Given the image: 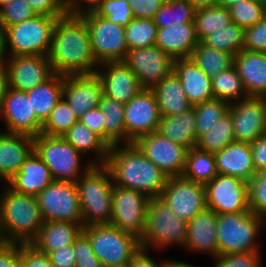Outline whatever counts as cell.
<instances>
[{"mask_svg":"<svg viewBox=\"0 0 266 267\" xmlns=\"http://www.w3.org/2000/svg\"><path fill=\"white\" fill-rule=\"evenodd\" d=\"M261 252L229 253L214 259L213 267H261Z\"/></svg>","mask_w":266,"mask_h":267,"instance_id":"obj_50","label":"cell"},{"mask_svg":"<svg viewBox=\"0 0 266 267\" xmlns=\"http://www.w3.org/2000/svg\"><path fill=\"white\" fill-rule=\"evenodd\" d=\"M79 118L72 112L67 101L61 97L42 127L41 134L62 136Z\"/></svg>","mask_w":266,"mask_h":267,"instance_id":"obj_45","label":"cell"},{"mask_svg":"<svg viewBox=\"0 0 266 267\" xmlns=\"http://www.w3.org/2000/svg\"><path fill=\"white\" fill-rule=\"evenodd\" d=\"M255 172L266 170V133L250 143Z\"/></svg>","mask_w":266,"mask_h":267,"instance_id":"obj_59","label":"cell"},{"mask_svg":"<svg viewBox=\"0 0 266 267\" xmlns=\"http://www.w3.org/2000/svg\"><path fill=\"white\" fill-rule=\"evenodd\" d=\"M98 107L104 115V141L110 147L126 144L124 105L103 94Z\"/></svg>","mask_w":266,"mask_h":267,"instance_id":"obj_35","label":"cell"},{"mask_svg":"<svg viewBox=\"0 0 266 267\" xmlns=\"http://www.w3.org/2000/svg\"><path fill=\"white\" fill-rule=\"evenodd\" d=\"M149 199L142 192L113 185L110 224L140 239L145 230Z\"/></svg>","mask_w":266,"mask_h":267,"instance_id":"obj_12","label":"cell"},{"mask_svg":"<svg viewBox=\"0 0 266 267\" xmlns=\"http://www.w3.org/2000/svg\"><path fill=\"white\" fill-rule=\"evenodd\" d=\"M196 10L188 0H166L153 20L158 28L194 22Z\"/></svg>","mask_w":266,"mask_h":267,"instance_id":"obj_41","label":"cell"},{"mask_svg":"<svg viewBox=\"0 0 266 267\" xmlns=\"http://www.w3.org/2000/svg\"><path fill=\"white\" fill-rule=\"evenodd\" d=\"M95 73L101 81L103 94L123 105L144 89L123 61L101 63Z\"/></svg>","mask_w":266,"mask_h":267,"instance_id":"obj_21","label":"cell"},{"mask_svg":"<svg viewBox=\"0 0 266 267\" xmlns=\"http://www.w3.org/2000/svg\"><path fill=\"white\" fill-rule=\"evenodd\" d=\"M122 61L146 89H151L174 71V59L156 45L130 49Z\"/></svg>","mask_w":266,"mask_h":267,"instance_id":"obj_15","label":"cell"},{"mask_svg":"<svg viewBox=\"0 0 266 267\" xmlns=\"http://www.w3.org/2000/svg\"><path fill=\"white\" fill-rule=\"evenodd\" d=\"M241 1H248V0H217V5L229 8L233 6L236 3H239Z\"/></svg>","mask_w":266,"mask_h":267,"instance_id":"obj_66","label":"cell"},{"mask_svg":"<svg viewBox=\"0 0 266 267\" xmlns=\"http://www.w3.org/2000/svg\"><path fill=\"white\" fill-rule=\"evenodd\" d=\"M214 155L218 174L237 177L247 183L255 176L250 143L234 141Z\"/></svg>","mask_w":266,"mask_h":267,"instance_id":"obj_28","label":"cell"},{"mask_svg":"<svg viewBox=\"0 0 266 267\" xmlns=\"http://www.w3.org/2000/svg\"><path fill=\"white\" fill-rule=\"evenodd\" d=\"M211 85L214 99L224 100L231 104L248 97L234 65L212 78Z\"/></svg>","mask_w":266,"mask_h":267,"instance_id":"obj_39","label":"cell"},{"mask_svg":"<svg viewBox=\"0 0 266 267\" xmlns=\"http://www.w3.org/2000/svg\"><path fill=\"white\" fill-rule=\"evenodd\" d=\"M13 0H0V9L9 3H11Z\"/></svg>","mask_w":266,"mask_h":267,"instance_id":"obj_67","label":"cell"},{"mask_svg":"<svg viewBox=\"0 0 266 267\" xmlns=\"http://www.w3.org/2000/svg\"><path fill=\"white\" fill-rule=\"evenodd\" d=\"M157 29L153 19L133 18L125 27L129 50L155 45Z\"/></svg>","mask_w":266,"mask_h":267,"instance_id":"obj_44","label":"cell"},{"mask_svg":"<svg viewBox=\"0 0 266 267\" xmlns=\"http://www.w3.org/2000/svg\"><path fill=\"white\" fill-rule=\"evenodd\" d=\"M195 123L196 114L192 106L177 115L161 116L157 132L189 150L197 144Z\"/></svg>","mask_w":266,"mask_h":267,"instance_id":"obj_32","label":"cell"},{"mask_svg":"<svg viewBox=\"0 0 266 267\" xmlns=\"http://www.w3.org/2000/svg\"><path fill=\"white\" fill-rule=\"evenodd\" d=\"M44 222L82 223V212L76 182L53 180L37 195Z\"/></svg>","mask_w":266,"mask_h":267,"instance_id":"obj_11","label":"cell"},{"mask_svg":"<svg viewBox=\"0 0 266 267\" xmlns=\"http://www.w3.org/2000/svg\"><path fill=\"white\" fill-rule=\"evenodd\" d=\"M53 72L48 56H9L7 62L8 87L28 91L49 80Z\"/></svg>","mask_w":266,"mask_h":267,"instance_id":"obj_20","label":"cell"},{"mask_svg":"<svg viewBox=\"0 0 266 267\" xmlns=\"http://www.w3.org/2000/svg\"><path fill=\"white\" fill-rule=\"evenodd\" d=\"M52 267H75L73 244L47 253Z\"/></svg>","mask_w":266,"mask_h":267,"instance_id":"obj_56","label":"cell"},{"mask_svg":"<svg viewBox=\"0 0 266 267\" xmlns=\"http://www.w3.org/2000/svg\"><path fill=\"white\" fill-rule=\"evenodd\" d=\"M105 166L114 185L142 192L149 198L159 197L168 179L134 143L111 146Z\"/></svg>","mask_w":266,"mask_h":267,"instance_id":"obj_2","label":"cell"},{"mask_svg":"<svg viewBox=\"0 0 266 267\" xmlns=\"http://www.w3.org/2000/svg\"><path fill=\"white\" fill-rule=\"evenodd\" d=\"M134 144L167 177L182 176L188 149L160 133L152 132L138 138Z\"/></svg>","mask_w":266,"mask_h":267,"instance_id":"obj_18","label":"cell"},{"mask_svg":"<svg viewBox=\"0 0 266 267\" xmlns=\"http://www.w3.org/2000/svg\"><path fill=\"white\" fill-rule=\"evenodd\" d=\"M37 15L25 0H13L0 9V31Z\"/></svg>","mask_w":266,"mask_h":267,"instance_id":"obj_49","label":"cell"},{"mask_svg":"<svg viewBox=\"0 0 266 267\" xmlns=\"http://www.w3.org/2000/svg\"><path fill=\"white\" fill-rule=\"evenodd\" d=\"M249 209L266 220V170L256 172L248 182Z\"/></svg>","mask_w":266,"mask_h":267,"instance_id":"obj_48","label":"cell"},{"mask_svg":"<svg viewBox=\"0 0 266 267\" xmlns=\"http://www.w3.org/2000/svg\"><path fill=\"white\" fill-rule=\"evenodd\" d=\"M47 56L53 72L62 76L94 74L99 66L88 26L79 14L57 18Z\"/></svg>","mask_w":266,"mask_h":267,"instance_id":"obj_1","label":"cell"},{"mask_svg":"<svg viewBox=\"0 0 266 267\" xmlns=\"http://www.w3.org/2000/svg\"><path fill=\"white\" fill-rule=\"evenodd\" d=\"M161 114L151 89H142L124 105V125L126 144L134 143L138 138L156 132Z\"/></svg>","mask_w":266,"mask_h":267,"instance_id":"obj_17","label":"cell"},{"mask_svg":"<svg viewBox=\"0 0 266 267\" xmlns=\"http://www.w3.org/2000/svg\"><path fill=\"white\" fill-rule=\"evenodd\" d=\"M53 180L50 169L33 151L6 184L17 192L37 196Z\"/></svg>","mask_w":266,"mask_h":267,"instance_id":"obj_27","label":"cell"},{"mask_svg":"<svg viewBox=\"0 0 266 267\" xmlns=\"http://www.w3.org/2000/svg\"><path fill=\"white\" fill-rule=\"evenodd\" d=\"M88 26L90 41L98 64L122 61L129 50L125 27L110 22L93 10L79 14Z\"/></svg>","mask_w":266,"mask_h":267,"instance_id":"obj_10","label":"cell"},{"mask_svg":"<svg viewBox=\"0 0 266 267\" xmlns=\"http://www.w3.org/2000/svg\"><path fill=\"white\" fill-rule=\"evenodd\" d=\"M174 73L179 77L192 105L214 99L209 78L191 58L175 59Z\"/></svg>","mask_w":266,"mask_h":267,"instance_id":"obj_29","label":"cell"},{"mask_svg":"<svg viewBox=\"0 0 266 267\" xmlns=\"http://www.w3.org/2000/svg\"><path fill=\"white\" fill-rule=\"evenodd\" d=\"M228 9L232 23L246 29L255 25L266 15V0L241 1Z\"/></svg>","mask_w":266,"mask_h":267,"instance_id":"obj_46","label":"cell"},{"mask_svg":"<svg viewBox=\"0 0 266 267\" xmlns=\"http://www.w3.org/2000/svg\"><path fill=\"white\" fill-rule=\"evenodd\" d=\"M159 197L186 222L207 208L205 186L183 176L168 177Z\"/></svg>","mask_w":266,"mask_h":267,"instance_id":"obj_13","label":"cell"},{"mask_svg":"<svg viewBox=\"0 0 266 267\" xmlns=\"http://www.w3.org/2000/svg\"><path fill=\"white\" fill-rule=\"evenodd\" d=\"M234 138L252 143L266 133V97L248 96L230 104Z\"/></svg>","mask_w":266,"mask_h":267,"instance_id":"obj_19","label":"cell"},{"mask_svg":"<svg viewBox=\"0 0 266 267\" xmlns=\"http://www.w3.org/2000/svg\"><path fill=\"white\" fill-rule=\"evenodd\" d=\"M33 151V137L1 131L0 180L7 183Z\"/></svg>","mask_w":266,"mask_h":267,"instance_id":"obj_24","label":"cell"},{"mask_svg":"<svg viewBox=\"0 0 266 267\" xmlns=\"http://www.w3.org/2000/svg\"><path fill=\"white\" fill-rule=\"evenodd\" d=\"M190 58L211 79L234 65L233 54L206 46L202 41L193 49Z\"/></svg>","mask_w":266,"mask_h":267,"instance_id":"obj_37","label":"cell"},{"mask_svg":"<svg viewBox=\"0 0 266 267\" xmlns=\"http://www.w3.org/2000/svg\"><path fill=\"white\" fill-rule=\"evenodd\" d=\"M102 95V84L96 73L63 76L62 97L78 118L98 107Z\"/></svg>","mask_w":266,"mask_h":267,"instance_id":"obj_22","label":"cell"},{"mask_svg":"<svg viewBox=\"0 0 266 267\" xmlns=\"http://www.w3.org/2000/svg\"><path fill=\"white\" fill-rule=\"evenodd\" d=\"M265 229L266 220L251 210L217 214L219 256L229 253L261 252L257 241L261 231Z\"/></svg>","mask_w":266,"mask_h":267,"instance_id":"obj_6","label":"cell"},{"mask_svg":"<svg viewBox=\"0 0 266 267\" xmlns=\"http://www.w3.org/2000/svg\"><path fill=\"white\" fill-rule=\"evenodd\" d=\"M206 205L217 214L250 211L248 183L230 175L218 174L205 185Z\"/></svg>","mask_w":266,"mask_h":267,"instance_id":"obj_14","label":"cell"},{"mask_svg":"<svg viewBox=\"0 0 266 267\" xmlns=\"http://www.w3.org/2000/svg\"><path fill=\"white\" fill-rule=\"evenodd\" d=\"M19 251L25 267H52L48 255L30 243H19Z\"/></svg>","mask_w":266,"mask_h":267,"instance_id":"obj_53","label":"cell"},{"mask_svg":"<svg viewBox=\"0 0 266 267\" xmlns=\"http://www.w3.org/2000/svg\"><path fill=\"white\" fill-rule=\"evenodd\" d=\"M8 87L7 71H0V107Z\"/></svg>","mask_w":266,"mask_h":267,"instance_id":"obj_63","label":"cell"},{"mask_svg":"<svg viewBox=\"0 0 266 267\" xmlns=\"http://www.w3.org/2000/svg\"><path fill=\"white\" fill-rule=\"evenodd\" d=\"M134 18L153 19L166 0H127Z\"/></svg>","mask_w":266,"mask_h":267,"instance_id":"obj_55","label":"cell"},{"mask_svg":"<svg viewBox=\"0 0 266 267\" xmlns=\"http://www.w3.org/2000/svg\"><path fill=\"white\" fill-rule=\"evenodd\" d=\"M234 66L247 96L266 97V53L242 50L234 56Z\"/></svg>","mask_w":266,"mask_h":267,"instance_id":"obj_26","label":"cell"},{"mask_svg":"<svg viewBox=\"0 0 266 267\" xmlns=\"http://www.w3.org/2000/svg\"><path fill=\"white\" fill-rule=\"evenodd\" d=\"M8 52L3 32L0 31V71H7Z\"/></svg>","mask_w":266,"mask_h":267,"instance_id":"obj_62","label":"cell"},{"mask_svg":"<svg viewBox=\"0 0 266 267\" xmlns=\"http://www.w3.org/2000/svg\"><path fill=\"white\" fill-rule=\"evenodd\" d=\"M168 267H196L190 263L183 262L181 260L169 259Z\"/></svg>","mask_w":266,"mask_h":267,"instance_id":"obj_65","label":"cell"},{"mask_svg":"<svg viewBox=\"0 0 266 267\" xmlns=\"http://www.w3.org/2000/svg\"><path fill=\"white\" fill-rule=\"evenodd\" d=\"M188 222L177 217L160 197L150 198L145 230L139 239L141 249L160 252L173 246L183 248Z\"/></svg>","mask_w":266,"mask_h":267,"instance_id":"obj_5","label":"cell"},{"mask_svg":"<svg viewBox=\"0 0 266 267\" xmlns=\"http://www.w3.org/2000/svg\"><path fill=\"white\" fill-rule=\"evenodd\" d=\"M73 248L76 257L75 267H103L93 253L89 238L83 232L75 239Z\"/></svg>","mask_w":266,"mask_h":267,"instance_id":"obj_51","label":"cell"},{"mask_svg":"<svg viewBox=\"0 0 266 267\" xmlns=\"http://www.w3.org/2000/svg\"><path fill=\"white\" fill-rule=\"evenodd\" d=\"M0 193V231L4 242L30 243L44 223L37 196L10 188L6 183Z\"/></svg>","mask_w":266,"mask_h":267,"instance_id":"obj_3","label":"cell"},{"mask_svg":"<svg viewBox=\"0 0 266 267\" xmlns=\"http://www.w3.org/2000/svg\"><path fill=\"white\" fill-rule=\"evenodd\" d=\"M218 175L216 158L213 153L190 148L186 154V166L183 177L202 185L208 184Z\"/></svg>","mask_w":266,"mask_h":267,"instance_id":"obj_36","label":"cell"},{"mask_svg":"<svg viewBox=\"0 0 266 267\" xmlns=\"http://www.w3.org/2000/svg\"><path fill=\"white\" fill-rule=\"evenodd\" d=\"M183 248L196 254H208L213 260L219 256L217 213L215 211L206 208L188 222Z\"/></svg>","mask_w":266,"mask_h":267,"instance_id":"obj_23","label":"cell"},{"mask_svg":"<svg viewBox=\"0 0 266 267\" xmlns=\"http://www.w3.org/2000/svg\"><path fill=\"white\" fill-rule=\"evenodd\" d=\"M21 264L19 243L4 242L0 246V267H19Z\"/></svg>","mask_w":266,"mask_h":267,"instance_id":"obj_57","label":"cell"},{"mask_svg":"<svg viewBox=\"0 0 266 267\" xmlns=\"http://www.w3.org/2000/svg\"><path fill=\"white\" fill-rule=\"evenodd\" d=\"M196 8L217 5V0H188Z\"/></svg>","mask_w":266,"mask_h":267,"instance_id":"obj_64","label":"cell"},{"mask_svg":"<svg viewBox=\"0 0 266 267\" xmlns=\"http://www.w3.org/2000/svg\"><path fill=\"white\" fill-rule=\"evenodd\" d=\"M92 10L124 27L134 18L127 0H100Z\"/></svg>","mask_w":266,"mask_h":267,"instance_id":"obj_47","label":"cell"},{"mask_svg":"<svg viewBox=\"0 0 266 267\" xmlns=\"http://www.w3.org/2000/svg\"><path fill=\"white\" fill-rule=\"evenodd\" d=\"M148 250L141 249L127 267H168L169 259L154 260Z\"/></svg>","mask_w":266,"mask_h":267,"instance_id":"obj_60","label":"cell"},{"mask_svg":"<svg viewBox=\"0 0 266 267\" xmlns=\"http://www.w3.org/2000/svg\"><path fill=\"white\" fill-rule=\"evenodd\" d=\"M93 253L103 267H127L141 250L139 239L112 224H95L83 227Z\"/></svg>","mask_w":266,"mask_h":267,"instance_id":"obj_7","label":"cell"},{"mask_svg":"<svg viewBox=\"0 0 266 267\" xmlns=\"http://www.w3.org/2000/svg\"><path fill=\"white\" fill-rule=\"evenodd\" d=\"M196 114V138L209 132L226 113L229 112L230 103L212 99L193 105Z\"/></svg>","mask_w":266,"mask_h":267,"instance_id":"obj_43","label":"cell"},{"mask_svg":"<svg viewBox=\"0 0 266 267\" xmlns=\"http://www.w3.org/2000/svg\"><path fill=\"white\" fill-rule=\"evenodd\" d=\"M113 180L105 165H93L76 182L82 226L110 224Z\"/></svg>","mask_w":266,"mask_h":267,"instance_id":"obj_4","label":"cell"},{"mask_svg":"<svg viewBox=\"0 0 266 267\" xmlns=\"http://www.w3.org/2000/svg\"><path fill=\"white\" fill-rule=\"evenodd\" d=\"M34 151L50 169L54 180L77 182L92 166L82 164L83 156L62 136L39 134L34 137Z\"/></svg>","mask_w":266,"mask_h":267,"instance_id":"obj_8","label":"cell"},{"mask_svg":"<svg viewBox=\"0 0 266 267\" xmlns=\"http://www.w3.org/2000/svg\"><path fill=\"white\" fill-rule=\"evenodd\" d=\"M37 15L61 18L67 14L63 0H25Z\"/></svg>","mask_w":266,"mask_h":267,"instance_id":"obj_54","label":"cell"},{"mask_svg":"<svg viewBox=\"0 0 266 267\" xmlns=\"http://www.w3.org/2000/svg\"><path fill=\"white\" fill-rule=\"evenodd\" d=\"M83 230L82 223L47 221L30 242L37 250L49 253L59 248L72 245Z\"/></svg>","mask_w":266,"mask_h":267,"instance_id":"obj_30","label":"cell"},{"mask_svg":"<svg viewBox=\"0 0 266 267\" xmlns=\"http://www.w3.org/2000/svg\"><path fill=\"white\" fill-rule=\"evenodd\" d=\"M100 0H63L67 14H80L92 10Z\"/></svg>","mask_w":266,"mask_h":267,"instance_id":"obj_61","label":"cell"},{"mask_svg":"<svg viewBox=\"0 0 266 267\" xmlns=\"http://www.w3.org/2000/svg\"><path fill=\"white\" fill-rule=\"evenodd\" d=\"M245 29L231 23L206 36L202 42L209 47L225 51L236 56L243 50Z\"/></svg>","mask_w":266,"mask_h":267,"instance_id":"obj_42","label":"cell"},{"mask_svg":"<svg viewBox=\"0 0 266 267\" xmlns=\"http://www.w3.org/2000/svg\"><path fill=\"white\" fill-rule=\"evenodd\" d=\"M79 120L104 140V115L99 107L89 109Z\"/></svg>","mask_w":266,"mask_h":267,"instance_id":"obj_58","label":"cell"},{"mask_svg":"<svg viewBox=\"0 0 266 267\" xmlns=\"http://www.w3.org/2000/svg\"><path fill=\"white\" fill-rule=\"evenodd\" d=\"M31 100L32 110L37 118L44 124L49 118L52 109L63 94V76L54 74L49 80L26 91Z\"/></svg>","mask_w":266,"mask_h":267,"instance_id":"obj_34","label":"cell"},{"mask_svg":"<svg viewBox=\"0 0 266 267\" xmlns=\"http://www.w3.org/2000/svg\"><path fill=\"white\" fill-rule=\"evenodd\" d=\"M0 119L5 132L37 137L41 134L43 123L32 110L31 100L25 91L7 87L0 107Z\"/></svg>","mask_w":266,"mask_h":267,"instance_id":"obj_16","label":"cell"},{"mask_svg":"<svg viewBox=\"0 0 266 267\" xmlns=\"http://www.w3.org/2000/svg\"><path fill=\"white\" fill-rule=\"evenodd\" d=\"M194 22L158 28L155 45L174 60L190 58L199 44Z\"/></svg>","mask_w":266,"mask_h":267,"instance_id":"obj_25","label":"cell"},{"mask_svg":"<svg viewBox=\"0 0 266 267\" xmlns=\"http://www.w3.org/2000/svg\"><path fill=\"white\" fill-rule=\"evenodd\" d=\"M62 137L93 165H105L110 146L96 133L78 120ZM91 159V160H90Z\"/></svg>","mask_w":266,"mask_h":267,"instance_id":"obj_31","label":"cell"},{"mask_svg":"<svg viewBox=\"0 0 266 267\" xmlns=\"http://www.w3.org/2000/svg\"><path fill=\"white\" fill-rule=\"evenodd\" d=\"M235 141L231 113H226L209 132L197 139L196 148L209 153H217Z\"/></svg>","mask_w":266,"mask_h":267,"instance_id":"obj_40","label":"cell"},{"mask_svg":"<svg viewBox=\"0 0 266 267\" xmlns=\"http://www.w3.org/2000/svg\"><path fill=\"white\" fill-rule=\"evenodd\" d=\"M231 23L229 9L219 5L199 7L195 12L194 25L200 42L206 36Z\"/></svg>","mask_w":266,"mask_h":267,"instance_id":"obj_38","label":"cell"},{"mask_svg":"<svg viewBox=\"0 0 266 267\" xmlns=\"http://www.w3.org/2000/svg\"><path fill=\"white\" fill-rule=\"evenodd\" d=\"M4 243V239L2 237L1 231H0V246Z\"/></svg>","mask_w":266,"mask_h":267,"instance_id":"obj_68","label":"cell"},{"mask_svg":"<svg viewBox=\"0 0 266 267\" xmlns=\"http://www.w3.org/2000/svg\"><path fill=\"white\" fill-rule=\"evenodd\" d=\"M151 90L156 98L161 116L177 115L193 106L186 97L180 79L174 71Z\"/></svg>","mask_w":266,"mask_h":267,"instance_id":"obj_33","label":"cell"},{"mask_svg":"<svg viewBox=\"0 0 266 267\" xmlns=\"http://www.w3.org/2000/svg\"><path fill=\"white\" fill-rule=\"evenodd\" d=\"M243 50L266 53V15L245 29Z\"/></svg>","mask_w":266,"mask_h":267,"instance_id":"obj_52","label":"cell"},{"mask_svg":"<svg viewBox=\"0 0 266 267\" xmlns=\"http://www.w3.org/2000/svg\"><path fill=\"white\" fill-rule=\"evenodd\" d=\"M56 20V17L35 15L26 21L6 27L2 32L8 56H47Z\"/></svg>","mask_w":266,"mask_h":267,"instance_id":"obj_9","label":"cell"}]
</instances>
